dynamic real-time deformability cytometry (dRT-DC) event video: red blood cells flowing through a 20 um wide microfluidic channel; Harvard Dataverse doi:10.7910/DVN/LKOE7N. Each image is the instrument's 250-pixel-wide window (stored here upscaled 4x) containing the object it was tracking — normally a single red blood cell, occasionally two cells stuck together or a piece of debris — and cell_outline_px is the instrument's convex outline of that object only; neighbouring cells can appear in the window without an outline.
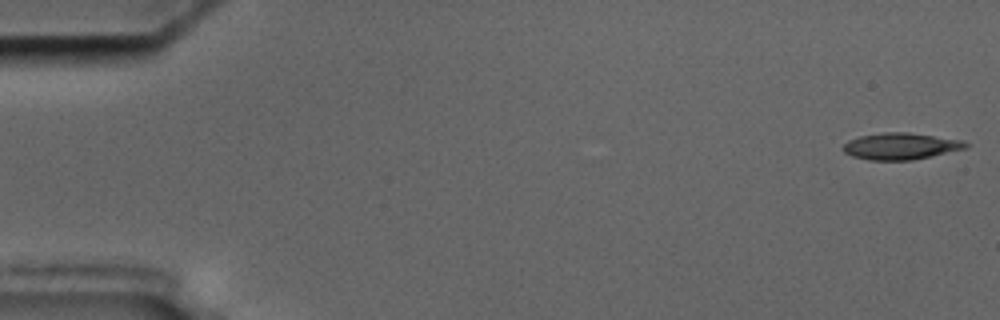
{"species": "common noctule bat (a hibernating species)", "species_latin": "Nyctalus noctula", "temperature_condition": "cold", "stored_images_in_passage": 17, "camera_frame_rate_fps": 3000, "um_per_image_px": 0.085, "animal": {"sex": "male", "body_mass_g": 17.5, "forearm_length_mm": 52.3}, "frame": {"image": 1, "passage_image": 1, "time_ms": 0.0, "image_size_px": [1000, 320], "cell_outline_px": [[972, 144], [968, 148], [932, 156], [912, 160], [868, 160], [852, 156], [844, 152], [840, 148], [848, 140], [860, 136], [884, 132], [908, 132], [964, 140]], "centroid_in_image_um": [76.59, 12.42], "position_along_channel_um": 8.4, "area_um2": 19.31}}
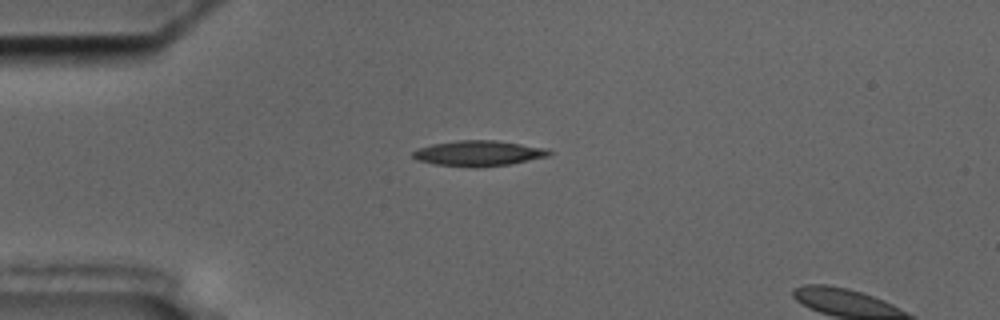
{"frame": {"image": 2, "passage_image": 14, "time_ms": 4.333, "image_size_px": [1000, 320], "cell_outline_px": [[552, 152], [548, 156], [508, 164], [476, 168], [472, 168], [436, 164], [416, 160], [412, 156], [412, 152], [416, 148], [432, 144], [456, 140], [496, 140], [544, 148]], "centroid_in_image_um": [40.6, 13.03], "position_along_channel_um": 44.4, "area_um2": 20.17}}